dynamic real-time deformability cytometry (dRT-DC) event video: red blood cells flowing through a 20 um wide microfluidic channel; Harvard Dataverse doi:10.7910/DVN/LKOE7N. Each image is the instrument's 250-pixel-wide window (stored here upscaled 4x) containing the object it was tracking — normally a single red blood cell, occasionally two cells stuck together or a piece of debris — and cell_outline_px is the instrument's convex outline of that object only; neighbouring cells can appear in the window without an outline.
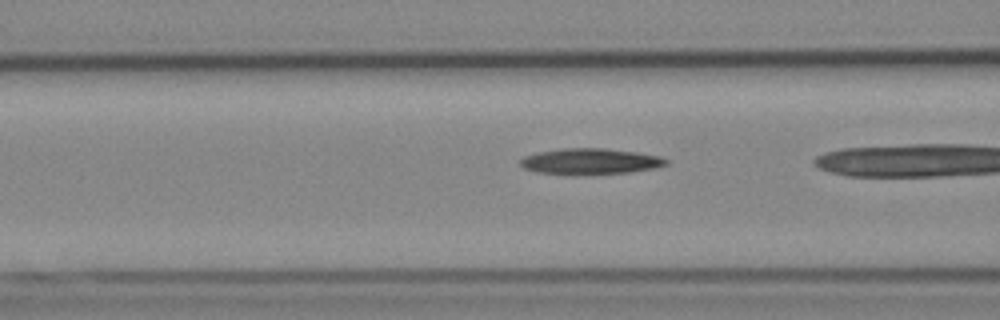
{"species": "Egyptian fruit bat (a non-hibernating species)", "species_latin": "Rousettus aegyptiacus", "temperature_condition": "cold", "stored_images_in_passage": 19, "camera_frame_rate_fps": 3000, "um_per_image_px": 0.085, "animal": {"sex": "female"}, "frame": {"image": 1, "passage_image": 17, "time_ms": 5.333, "image_size_px": [1000, 320], "cell_outline_px": [[668, 164], [656, 168], [628, 172], [576, 176], [572, 176], [536, 172], [524, 168], [520, 164], [520, 160], [524, 156], [536, 152], [564, 148], [604, 148], [636, 152], [660, 156], [668, 160]], "centroid_in_image_um": [50.14, 13.73], "position_along_channel_um": 116.5, "area_um2": 22.48}}